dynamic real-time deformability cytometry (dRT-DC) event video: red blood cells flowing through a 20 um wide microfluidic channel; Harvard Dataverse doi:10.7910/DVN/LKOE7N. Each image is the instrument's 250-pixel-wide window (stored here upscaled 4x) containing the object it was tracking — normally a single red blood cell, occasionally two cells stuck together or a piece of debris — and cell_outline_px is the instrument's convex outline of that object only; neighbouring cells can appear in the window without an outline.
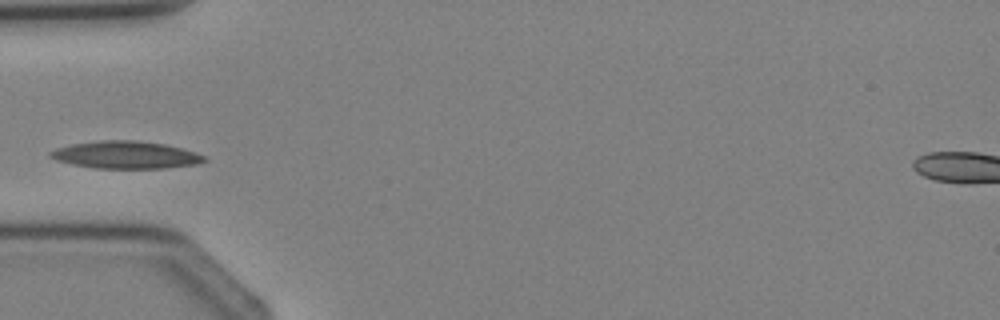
{"species": "Egyptian fruit bat (a non-hibernating species)", "species_latin": "Rousettus aegyptiacus", "temperature_condition": "cold", "stored_images_in_passage": 4, "camera_frame_rate_fps": 3000, "um_per_image_px": 0.085, "animal": {"sex": "female"}, "frame": {"image": 1, "passage_image": 4, "time_ms": 3.667, "image_size_px": [1000, 320], "cell_outline_px": [[208, 160], [196, 164], [164, 168], [92, 168], [72, 164], [56, 160], [48, 156], [48, 152], [56, 148], [72, 144], [100, 140], [136, 140], [164, 144], [196, 152], [204, 156]], "centroid_in_image_um": [10.66, 13.16], "position_along_channel_um": 74.3, "area_um2": 24.57}}